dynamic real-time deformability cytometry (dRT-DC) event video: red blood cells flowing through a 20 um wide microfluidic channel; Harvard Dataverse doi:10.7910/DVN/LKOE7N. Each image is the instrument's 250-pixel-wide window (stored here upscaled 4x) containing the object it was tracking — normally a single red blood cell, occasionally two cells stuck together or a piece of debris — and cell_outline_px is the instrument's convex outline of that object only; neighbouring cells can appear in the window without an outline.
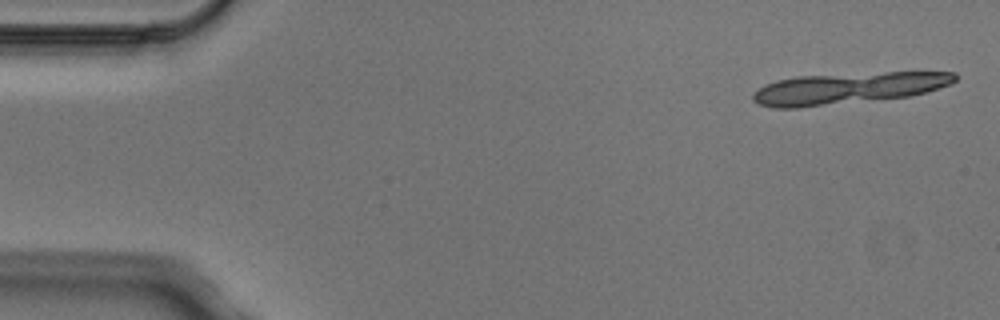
{"species": "Egyptian fruit bat (a non-hibernating species)", "species_latin": "Rousettus aegyptiacus", "temperature_condition": "cold", "stored_images_in_passage": 6, "segment_of_instrument_passage": [1, 2], "camera_frame_rate_fps": 3000, "um_per_image_px": 0.085, "animal": {"sex": "male"}, "frame": {"image": 1, "passage_image": 1, "time_ms": 0.0, "image_size_px": [1000, 320], "cell_outline_px": [[956, 80], [952, 84], [924, 92], [908, 96], [796, 108], [772, 108], [760, 104], [752, 100], [752, 96], [764, 84], [776, 80], [800, 76], [884, 72], [956, 72]], "centroid_in_image_um": [72.07, 7.49], "position_along_channel_um": 12.9, "area_um2": 36.59}}